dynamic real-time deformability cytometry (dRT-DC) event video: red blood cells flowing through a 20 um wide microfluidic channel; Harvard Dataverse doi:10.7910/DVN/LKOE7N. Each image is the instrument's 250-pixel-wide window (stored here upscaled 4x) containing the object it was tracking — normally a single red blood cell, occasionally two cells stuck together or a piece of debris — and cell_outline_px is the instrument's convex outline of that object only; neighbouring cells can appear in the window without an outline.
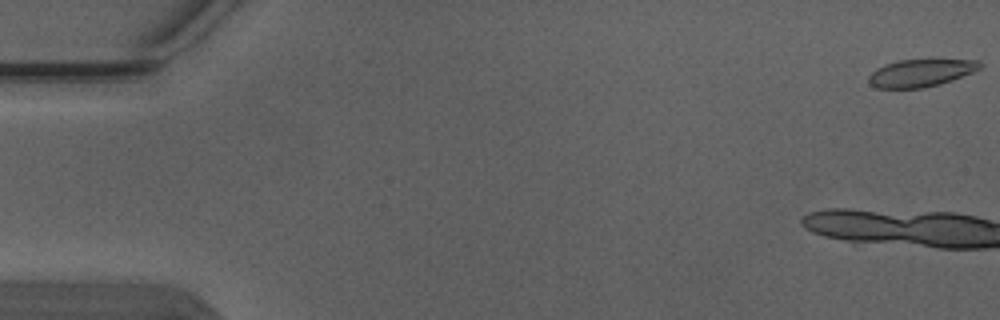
{"species": "Egyptian fruit bat (a non-hibernating species)", "species_latin": "Rousettus aegyptiacus", "temperature_condition": "warm", "stored_images_in_passage": 4, "camera_frame_rate_fps": 3000, "um_per_image_px": 0.085, "animal": {"sex": "male"}, "frame": {"image": 1, "passage_image": 1, "time_ms": 0.0, "image_size_px": [1000, 320], "cell_outline_px": [[980, 68], [972, 72], [952, 80], [940, 84], [924, 88], [876, 88], [868, 80], [868, 76], [876, 68], [884, 64], [900, 60], [980, 60]], "centroid_in_image_um": [78.23, 6.2], "position_along_channel_um": 6.8, "area_um2": 17.63}}